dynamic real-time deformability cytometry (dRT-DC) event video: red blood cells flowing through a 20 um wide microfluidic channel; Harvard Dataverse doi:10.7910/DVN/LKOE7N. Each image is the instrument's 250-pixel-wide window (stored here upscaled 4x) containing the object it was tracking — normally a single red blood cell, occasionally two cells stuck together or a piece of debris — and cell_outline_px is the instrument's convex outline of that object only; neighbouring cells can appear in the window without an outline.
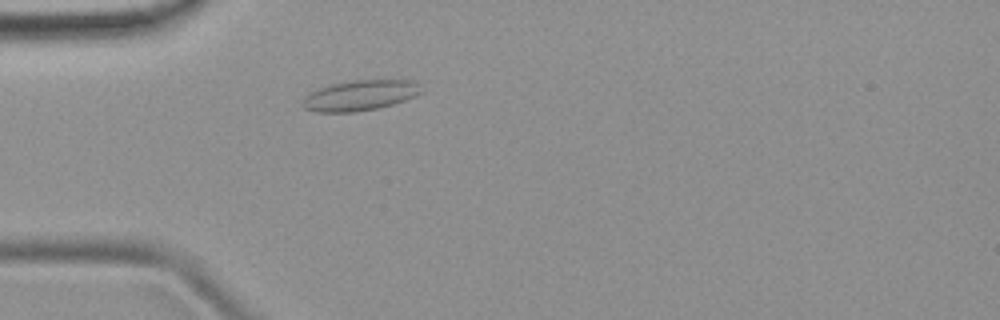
{"species": "common noctule bat (a hibernating species)", "species_latin": "Nyctalus noctula", "temperature_condition": "room temperature", "stored_images_in_passage": 1, "camera_frame_rate_fps": 3000, "um_per_image_px": 0.085, "animal": {"sex": "female", "body_mass_g": 19.9}, "frame": {"image": 1, "passage_image": 1, "time_ms": 0.0, "image_size_px": [1000, 320], "cell_outline_px": [[424, 92], [404, 100], [392, 104], [376, 108], [356, 112], [316, 112], [304, 108], [304, 96], [308, 92], [332, 84], [352, 80], [412, 80]], "centroid_in_image_um": [30.58, 8.11], "position_along_channel_um": 54.4, "area_um2": 20.81}}